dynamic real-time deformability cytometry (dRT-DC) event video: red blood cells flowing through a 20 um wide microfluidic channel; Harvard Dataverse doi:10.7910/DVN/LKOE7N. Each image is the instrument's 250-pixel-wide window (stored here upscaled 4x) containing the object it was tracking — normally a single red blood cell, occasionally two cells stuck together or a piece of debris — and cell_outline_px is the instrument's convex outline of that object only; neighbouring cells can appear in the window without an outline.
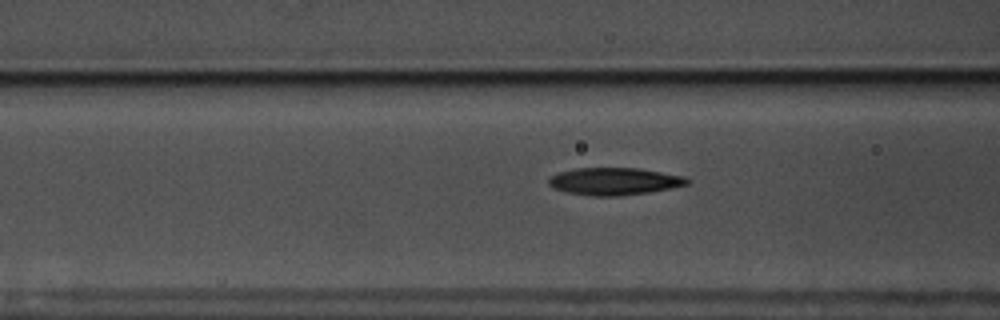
{"species": "common noctule bat (a hibernating species)", "species_latin": "Nyctalus noctula", "temperature_condition": "warm", "stored_images_in_passage": 58, "camera_frame_rate_fps": 3000, "um_per_image_px": 0.085, "animal": {"sex": "male", "body_mass_g": 17.5, "forearm_length_mm": 52.3}, "frame": {"image": 1, "passage_image": 23, "time_ms": 7.333, "image_size_px": [1000, 320], "cell_outline_px": [[692, 180], [688, 184], [648, 192], [620, 196], [592, 196], [568, 192], [552, 188], [548, 184], [548, 180], [556, 172], [576, 168], [636, 168], [684, 176]], "centroid_in_image_um": [52.18, 15.41], "position_along_channel_um": 114.4, "area_um2": 21.96}}
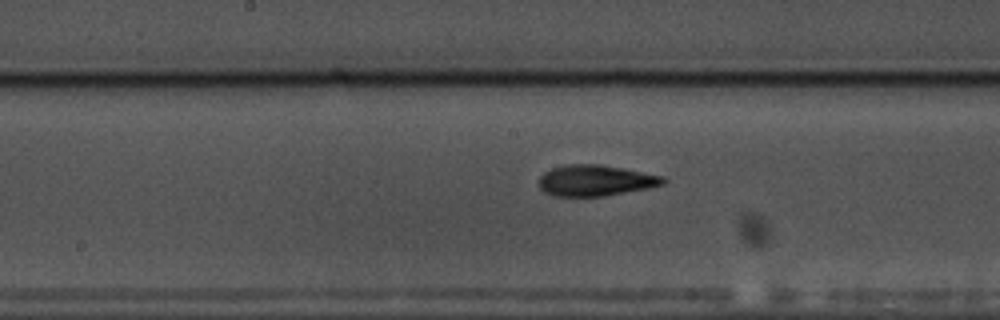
{"frame": {"image": 2, "passage_image": 30, "time_ms": 9.667, "image_size_px": [1000, 320], "cell_outline_px": [[668, 180], [664, 184], [648, 188], [604, 196], [552, 196], [544, 192], [540, 188], [540, 176], [544, 172], [552, 168], [568, 164], [600, 164], [624, 168], [664, 176]], "centroid_in_image_um": [50.64, 15.34], "position_along_channel_um": 197.6, "area_um2": 22.54}}
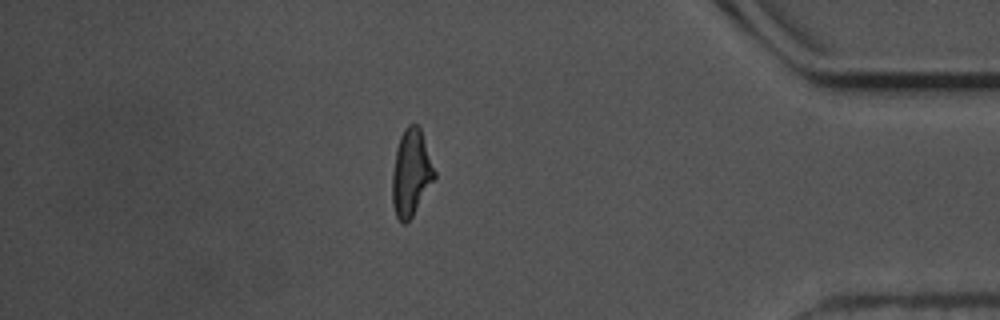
{"frame": {"image": 3, "passage_image": 50, "time_ms": 16.333, "image_size_px": [1000, 320], "cell_outline_px": [[436, 176], [412, 216], [404, 224], [400, 224], [396, 216], [392, 204], [392, 172], [396, 148], [400, 136], [404, 128], [408, 124], [416, 124], [420, 128], [436, 172]], "centroid_in_image_um": [34.92, 14.69], "position_along_channel_um": 400.3, "area_um2": 21.27}, "authors_computed_cell_mechanics": {"area_um2": 21.1259, "velocity_mm_per_s": 3.5754, "shape_relaxation_time_tau1_ms": 4.5993, "shape_relaxation_time_tau2_ms": 3.4261, "deformation_change_tau1": 0.1847, "deformation_change_tau2": 0.1263}}